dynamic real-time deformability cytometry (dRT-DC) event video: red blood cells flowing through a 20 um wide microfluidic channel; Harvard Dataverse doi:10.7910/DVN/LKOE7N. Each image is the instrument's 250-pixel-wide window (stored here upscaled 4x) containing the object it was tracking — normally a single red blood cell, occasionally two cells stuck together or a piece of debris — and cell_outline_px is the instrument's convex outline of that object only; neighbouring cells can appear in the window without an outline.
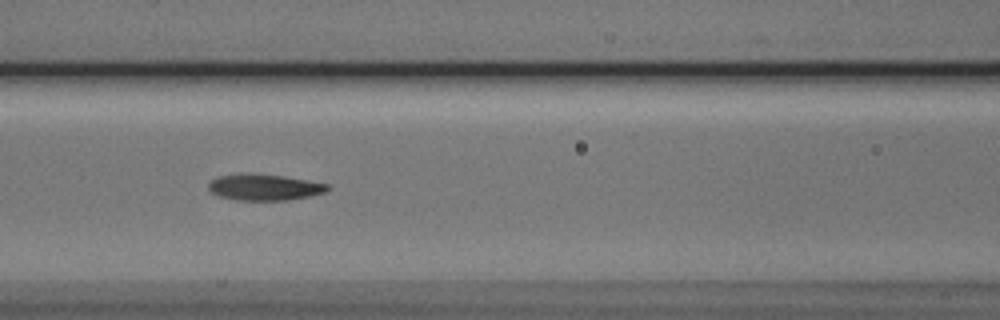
{"species": "Egyptian fruit bat (a non-hibernating species)", "species_latin": "Rousettus aegyptiacus", "temperature_condition": "cold", "stored_images_in_passage": 10, "camera_frame_rate_fps": 3000, "um_per_image_px": 0.085, "animal": {"sex": "male"}, "frame": {"image": 1, "passage_image": 6, "time_ms": 6.667, "image_size_px": [1000, 320], "cell_outline_px": [[328, 192], [288, 200], [236, 200], [220, 196], [212, 192], [208, 188], [208, 184], [216, 176], [240, 172], [252, 172], [284, 176], [308, 180], [328, 184]], "centroid_in_image_um": [22.44, 15.89], "position_along_channel_um": 144.2, "area_um2": 18.5}}
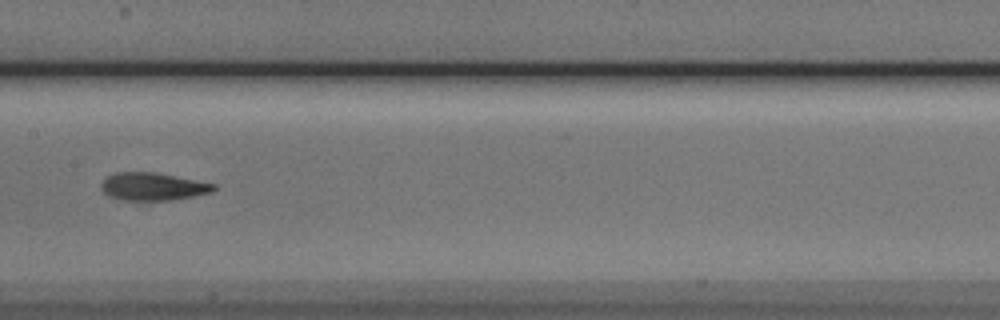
{"frame": {"image": 2, "passage_image": 7, "time_ms": 8.0, "image_size_px": [1000, 320], "cell_outline_px": [[216, 188], [212, 192], [192, 196], [168, 200], [120, 200], [108, 196], [100, 188], [100, 184], [108, 176], [116, 172], [156, 172], [216, 184]], "centroid_in_image_um": [12.97, 15.85], "position_along_channel_um": 194.4, "area_um2": 18.15}}
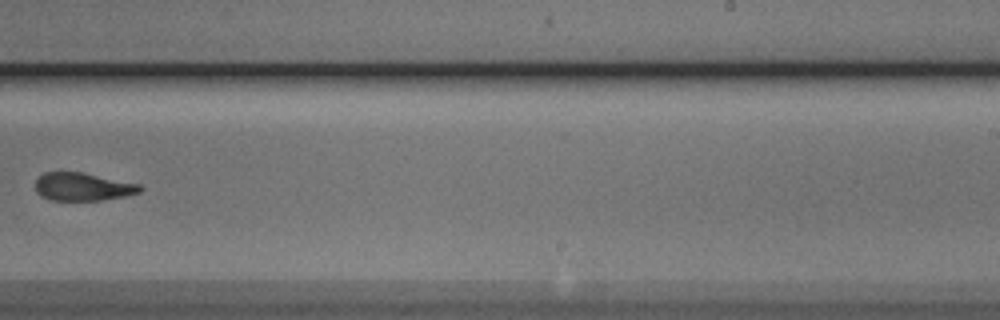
{"frame": {"image": 3, "passage_image": 9, "time_ms": 10.333, "image_size_px": [1000, 320], "cell_outline_px": [[144, 188], [140, 192], [124, 196], [100, 200], [48, 200], [40, 196], [36, 192], [36, 180], [44, 172], [80, 172], [140, 184]], "centroid_in_image_um": [7.02, 15.88], "position_along_channel_um": 282.0, "area_um2": 16.99}}